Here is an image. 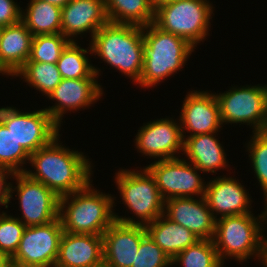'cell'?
Returning <instances> with one entry per match:
<instances>
[{
	"mask_svg": "<svg viewBox=\"0 0 267 267\" xmlns=\"http://www.w3.org/2000/svg\"><path fill=\"white\" fill-rule=\"evenodd\" d=\"M92 53L137 84L144 60L143 27L108 22L93 36Z\"/></svg>",
	"mask_w": 267,
	"mask_h": 267,
	"instance_id": "cell-2",
	"label": "cell"
},
{
	"mask_svg": "<svg viewBox=\"0 0 267 267\" xmlns=\"http://www.w3.org/2000/svg\"><path fill=\"white\" fill-rule=\"evenodd\" d=\"M70 42L71 40L61 33L33 36L31 54L27 62L56 64Z\"/></svg>",
	"mask_w": 267,
	"mask_h": 267,
	"instance_id": "cell-29",
	"label": "cell"
},
{
	"mask_svg": "<svg viewBox=\"0 0 267 267\" xmlns=\"http://www.w3.org/2000/svg\"><path fill=\"white\" fill-rule=\"evenodd\" d=\"M17 181V186L12 189L9 182V199L17 190L22 218L19 219L26 227L44 225L59 217V198L43 183L35 181L25 173L11 174ZM13 191V192H12Z\"/></svg>",
	"mask_w": 267,
	"mask_h": 267,
	"instance_id": "cell-12",
	"label": "cell"
},
{
	"mask_svg": "<svg viewBox=\"0 0 267 267\" xmlns=\"http://www.w3.org/2000/svg\"><path fill=\"white\" fill-rule=\"evenodd\" d=\"M252 213L236 216H224L216 219L215 232L212 238L217 255L222 264L226 257H233L239 262L255 255L263 260L265 237L262 225L267 223V210L258 217ZM264 237V238H263Z\"/></svg>",
	"mask_w": 267,
	"mask_h": 267,
	"instance_id": "cell-5",
	"label": "cell"
},
{
	"mask_svg": "<svg viewBox=\"0 0 267 267\" xmlns=\"http://www.w3.org/2000/svg\"><path fill=\"white\" fill-rule=\"evenodd\" d=\"M263 265L267 267V239L264 241V256L262 260Z\"/></svg>",
	"mask_w": 267,
	"mask_h": 267,
	"instance_id": "cell-38",
	"label": "cell"
},
{
	"mask_svg": "<svg viewBox=\"0 0 267 267\" xmlns=\"http://www.w3.org/2000/svg\"><path fill=\"white\" fill-rule=\"evenodd\" d=\"M237 181L236 178L220 176L206 184L204 198L215 219L219 214L224 217L251 213L249 194Z\"/></svg>",
	"mask_w": 267,
	"mask_h": 267,
	"instance_id": "cell-20",
	"label": "cell"
},
{
	"mask_svg": "<svg viewBox=\"0 0 267 267\" xmlns=\"http://www.w3.org/2000/svg\"><path fill=\"white\" fill-rule=\"evenodd\" d=\"M110 195L92 189L89 181L82 189L60 197L59 218L63 231L103 235L115 221L112 211L115 199Z\"/></svg>",
	"mask_w": 267,
	"mask_h": 267,
	"instance_id": "cell-3",
	"label": "cell"
},
{
	"mask_svg": "<svg viewBox=\"0 0 267 267\" xmlns=\"http://www.w3.org/2000/svg\"><path fill=\"white\" fill-rule=\"evenodd\" d=\"M14 76H23L25 82L48 96L61 82L56 64L26 62Z\"/></svg>",
	"mask_w": 267,
	"mask_h": 267,
	"instance_id": "cell-27",
	"label": "cell"
},
{
	"mask_svg": "<svg viewBox=\"0 0 267 267\" xmlns=\"http://www.w3.org/2000/svg\"><path fill=\"white\" fill-rule=\"evenodd\" d=\"M0 73H2V74H4V75H6L3 71H2V69L0 68Z\"/></svg>",
	"mask_w": 267,
	"mask_h": 267,
	"instance_id": "cell-43",
	"label": "cell"
},
{
	"mask_svg": "<svg viewBox=\"0 0 267 267\" xmlns=\"http://www.w3.org/2000/svg\"><path fill=\"white\" fill-rule=\"evenodd\" d=\"M171 119L160 118L140 127L135 138L138 151L159 160L177 158L176 152H183L185 136L180 124Z\"/></svg>",
	"mask_w": 267,
	"mask_h": 267,
	"instance_id": "cell-13",
	"label": "cell"
},
{
	"mask_svg": "<svg viewBox=\"0 0 267 267\" xmlns=\"http://www.w3.org/2000/svg\"><path fill=\"white\" fill-rule=\"evenodd\" d=\"M0 267H8L7 261L0 256Z\"/></svg>",
	"mask_w": 267,
	"mask_h": 267,
	"instance_id": "cell-39",
	"label": "cell"
},
{
	"mask_svg": "<svg viewBox=\"0 0 267 267\" xmlns=\"http://www.w3.org/2000/svg\"><path fill=\"white\" fill-rule=\"evenodd\" d=\"M97 74L90 78L62 79L60 84L48 95L56 100V105L45 108L46 112L60 126L66 110L83 109L90 106L103 95L101 85L98 84Z\"/></svg>",
	"mask_w": 267,
	"mask_h": 267,
	"instance_id": "cell-15",
	"label": "cell"
},
{
	"mask_svg": "<svg viewBox=\"0 0 267 267\" xmlns=\"http://www.w3.org/2000/svg\"><path fill=\"white\" fill-rule=\"evenodd\" d=\"M2 31H3V26L0 25V39H1Z\"/></svg>",
	"mask_w": 267,
	"mask_h": 267,
	"instance_id": "cell-42",
	"label": "cell"
},
{
	"mask_svg": "<svg viewBox=\"0 0 267 267\" xmlns=\"http://www.w3.org/2000/svg\"><path fill=\"white\" fill-rule=\"evenodd\" d=\"M216 97L222 124H251L253 133L267 130V85L233 87Z\"/></svg>",
	"mask_w": 267,
	"mask_h": 267,
	"instance_id": "cell-8",
	"label": "cell"
},
{
	"mask_svg": "<svg viewBox=\"0 0 267 267\" xmlns=\"http://www.w3.org/2000/svg\"><path fill=\"white\" fill-rule=\"evenodd\" d=\"M183 267H223L212 239H200L179 252L171 261Z\"/></svg>",
	"mask_w": 267,
	"mask_h": 267,
	"instance_id": "cell-28",
	"label": "cell"
},
{
	"mask_svg": "<svg viewBox=\"0 0 267 267\" xmlns=\"http://www.w3.org/2000/svg\"><path fill=\"white\" fill-rule=\"evenodd\" d=\"M164 214L171 221L189 229L199 239H212L216 219L208 208L204 196L199 200L194 197H177L166 199Z\"/></svg>",
	"mask_w": 267,
	"mask_h": 267,
	"instance_id": "cell-17",
	"label": "cell"
},
{
	"mask_svg": "<svg viewBox=\"0 0 267 267\" xmlns=\"http://www.w3.org/2000/svg\"><path fill=\"white\" fill-rule=\"evenodd\" d=\"M116 175L115 180L122 201L141 220L135 221L114 214L116 221L145 226L164 214L165 200L159 192L154 177L146 168L143 171L122 169Z\"/></svg>",
	"mask_w": 267,
	"mask_h": 267,
	"instance_id": "cell-7",
	"label": "cell"
},
{
	"mask_svg": "<svg viewBox=\"0 0 267 267\" xmlns=\"http://www.w3.org/2000/svg\"><path fill=\"white\" fill-rule=\"evenodd\" d=\"M25 228L19 218L0 214V256L6 261L17 251Z\"/></svg>",
	"mask_w": 267,
	"mask_h": 267,
	"instance_id": "cell-31",
	"label": "cell"
},
{
	"mask_svg": "<svg viewBox=\"0 0 267 267\" xmlns=\"http://www.w3.org/2000/svg\"><path fill=\"white\" fill-rule=\"evenodd\" d=\"M103 263L102 235L63 231L54 267H91Z\"/></svg>",
	"mask_w": 267,
	"mask_h": 267,
	"instance_id": "cell-19",
	"label": "cell"
},
{
	"mask_svg": "<svg viewBox=\"0 0 267 267\" xmlns=\"http://www.w3.org/2000/svg\"><path fill=\"white\" fill-rule=\"evenodd\" d=\"M77 44L71 41L56 63L62 79L90 78L94 73L99 76V70L90 64L86 55L88 52L92 54L91 46L87 50Z\"/></svg>",
	"mask_w": 267,
	"mask_h": 267,
	"instance_id": "cell-26",
	"label": "cell"
},
{
	"mask_svg": "<svg viewBox=\"0 0 267 267\" xmlns=\"http://www.w3.org/2000/svg\"><path fill=\"white\" fill-rule=\"evenodd\" d=\"M63 233L60 218L26 227L18 249L7 261L8 267H54Z\"/></svg>",
	"mask_w": 267,
	"mask_h": 267,
	"instance_id": "cell-9",
	"label": "cell"
},
{
	"mask_svg": "<svg viewBox=\"0 0 267 267\" xmlns=\"http://www.w3.org/2000/svg\"><path fill=\"white\" fill-rule=\"evenodd\" d=\"M33 35L20 21L3 27L0 39V68L8 76L15 73L28 61Z\"/></svg>",
	"mask_w": 267,
	"mask_h": 267,
	"instance_id": "cell-21",
	"label": "cell"
},
{
	"mask_svg": "<svg viewBox=\"0 0 267 267\" xmlns=\"http://www.w3.org/2000/svg\"><path fill=\"white\" fill-rule=\"evenodd\" d=\"M180 114L182 134L185 133L184 130H187L190 132L189 136L218 132L223 125L217 97L206 91L188 93Z\"/></svg>",
	"mask_w": 267,
	"mask_h": 267,
	"instance_id": "cell-16",
	"label": "cell"
},
{
	"mask_svg": "<svg viewBox=\"0 0 267 267\" xmlns=\"http://www.w3.org/2000/svg\"><path fill=\"white\" fill-rule=\"evenodd\" d=\"M11 175L5 168H3L2 166H0V185H9V183L7 184L6 179L8 178V176Z\"/></svg>",
	"mask_w": 267,
	"mask_h": 267,
	"instance_id": "cell-36",
	"label": "cell"
},
{
	"mask_svg": "<svg viewBox=\"0 0 267 267\" xmlns=\"http://www.w3.org/2000/svg\"><path fill=\"white\" fill-rule=\"evenodd\" d=\"M145 168L151 173L164 200L205 195L206 184L191 162L177 158L158 160Z\"/></svg>",
	"mask_w": 267,
	"mask_h": 267,
	"instance_id": "cell-11",
	"label": "cell"
},
{
	"mask_svg": "<svg viewBox=\"0 0 267 267\" xmlns=\"http://www.w3.org/2000/svg\"><path fill=\"white\" fill-rule=\"evenodd\" d=\"M30 3V4H29ZM21 22L33 36L61 33V8L43 0H31Z\"/></svg>",
	"mask_w": 267,
	"mask_h": 267,
	"instance_id": "cell-25",
	"label": "cell"
},
{
	"mask_svg": "<svg viewBox=\"0 0 267 267\" xmlns=\"http://www.w3.org/2000/svg\"><path fill=\"white\" fill-rule=\"evenodd\" d=\"M172 259L146 234L136 253L132 267H168Z\"/></svg>",
	"mask_w": 267,
	"mask_h": 267,
	"instance_id": "cell-33",
	"label": "cell"
},
{
	"mask_svg": "<svg viewBox=\"0 0 267 267\" xmlns=\"http://www.w3.org/2000/svg\"><path fill=\"white\" fill-rule=\"evenodd\" d=\"M61 34L70 37L91 32V37L108 21L104 0H71L61 9ZM89 30V31H88Z\"/></svg>",
	"mask_w": 267,
	"mask_h": 267,
	"instance_id": "cell-18",
	"label": "cell"
},
{
	"mask_svg": "<svg viewBox=\"0 0 267 267\" xmlns=\"http://www.w3.org/2000/svg\"><path fill=\"white\" fill-rule=\"evenodd\" d=\"M0 121L29 155L60 135V126L45 109L24 113L14 107L0 108Z\"/></svg>",
	"mask_w": 267,
	"mask_h": 267,
	"instance_id": "cell-10",
	"label": "cell"
},
{
	"mask_svg": "<svg viewBox=\"0 0 267 267\" xmlns=\"http://www.w3.org/2000/svg\"><path fill=\"white\" fill-rule=\"evenodd\" d=\"M252 139L248 143L249 157L252 167L256 174L262 190L265 201L267 200V130L254 132Z\"/></svg>",
	"mask_w": 267,
	"mask_h": 267,
	"instance_id": "cell-32",
	"label": "cell"
},
{
	"mask_svg": "<svg viewBox=\"0 0 267 267\" xmlns=\"http://www.w3.org/2000/svg\"><path fill=\"white\" fill-rule=\"evenodd\" d=\"M215 133L187 136L184 139L183 151L186 153L189 162L195 165L200 171L215 173L216 170L227 167L226 153L215 138Z\"/></svg>",
	"mask_w": 267,
	"mask_h": 267,
	"instance_id": "cell-22",
	"label": "cell"
},
{
	"mask_svg": "<svg viewBox=\"0 0 267 267\" xmlns=\"http://www.w3.org/2000/svg\"><path fill=\"white\" fill-rule=\"evenodd\" d=\"M144 60L141 87H153L182 69L195 49L187 40L165 32L154 23L143 26Z\"/></svg>",
	"mask_w": 267,
	"mask_h": 267,
	"instance_id": "cell-4",
	"label": "cell"
},
{
	"mask_svg": "<svg viewBox=\"0 0 267 267\" xmlns=\"http://www.w3.org/2000/svg\"><path fill=\"white\" fill-rule=\"evenodd\" d=\"M154 6H157L158 4L162 3V2H167V1H171V0H151Z\"/></svg>",
	"mask_w": 267,
	"mask_h": 267,
	"instance_id": "cell-40",
	"label": "cell"
},
{
	"mask_svg": "<svg viewBox=\"0 0 267 267\" xmlns=\"http://www.w3.org/2000/svg\"><path fill=\"white\" fill-rule=\"evenodd\" d=\"M143 225L114 221L103 233V263L105 267H132L142 238Z\"/></svg>",
	"mask_w": 267,
	"mask_h": 267,
	"instance_id": "cell-14",
	"label": "cell"
},
{
	"mask_svg": "<svg viewBox=\"0 0 267 267\" xmlns=\"http://www.w3.org/2000/svg\"><path fill=\"white\" fill-rule=\"evenodd\" d=\"M91 267H105V265L104 264H99V265L91 266Z\"/></svg>",
	"mask_w": 267,
	"mask_h": 267,
	"instance_id": "cell-41",
	"label": "cell"
},
{
	"mask_svg": "<svg viewBox=\"0 0 267 267\" xmlns=\"http://www.w3.org/2000/svg\"><path fill=\"white\" fill-rule=\"evenodd\" d=\"M30 155L18 144L17 140L0 121V166L10 174L24 173L26 169L20 167Z\"/></svg>",
	"mask_w": 267,
	"mask_h": 267,
	"instance_id": "cell-30",
	"label": "cell"
},
{
	"mask_svg": "<svg viewBox=\"0 0 267 267\" xmlns=\"http://www.w3.org/2000/svg\"><path fill=\"white\" fill-rule=\"evenodd\" d=\"M48 3H51L52 5L58 6L61 9L66 6L71 0H43Z\"/></svg>",
	"mask_w": 267,
	"mask_h": 267,
	"instance_id": "cell-37",
	"label": "cell"
},
{
	"mask_svg": "<svg viewBox=\"0 0 267 267\" xmlns=\"http://www.w3.org/2000/svg\"><path fill=\"white\" fill-rule=\"evenodd\" d=\"M212 6L207 0H171L155 6L154 24L196 46L208 35Z\"/></svg>",
	"mask_w": 267,
	"mask_h": 267,
	"instance_id": "cell-6",
	"label": "cell"
},
{
	"mask_svg": "<svg viewBox=\"0 0 267 267\" xmlns=\"http://www.w3.org/2000/svg\"><path fill=\"white\" fill-rule=\"evenodd\" d=\"M21 9L14 0H0V25L5 27L19 23Z\"/></svg>",
	"mask_w": 267,
	"mask_h": 267,
	"instance_id": "cell-34",
	"label": "cell"
},
{
	"mask_svg": "<svg viewBox=\"0 0 267 267\" xmlns=\"http://www.w3.org/2000/svg\"><path fill=\"white\" fill-rule=\"evenodd\" d=\"M108 21L116 24L147 26L154 22L151 0H104Z\"/></svg>",
	"mask_w": 267,
	"mask_h": 267,
	"instance_id": "cell-24",
	"label": "cell"
},
{
	"mask_svg": "<svg viewBox=\"0 0 267 267\" xmlns=\"http://www.w3.org/2000/svg\"><path fill=\"white\" fill-rule=\"evenodd\" d=\"M145 229L150 238L171 259L200 240L189 229L171 221L165 214L145 225Z\"/></svg>",
	"mask_w": 267,
	"mask_h": 267,
	"instance_id": "cell-23",
	"label": "cell"
},
{
	"mask_svg": "<svg viewBox=\"0 0 267 267\" xmlns=\"http://www.w3.org/2000/svg\"><path fill=\"white\" fill-rule=\"evenodd\" d=\"M59 138L58 135L32 153L29 161L36 171L25 170L24 173L62 197L82 189L91 181L92 166L83 153L61 146Z\"/></svg>",
	"mask_w": 267,
	"mask_h": 267,
	"instance_id": "cell-1",
	"label": "cell"
},
{
	"mask_svg": "<svg viewBox=\"0 0 267 267\" xmlns=\"http://www.w3.org/2000/svg\"><path fill=\"white\" fill-rule=\"evenodd\" d=\"M9 202V185H0V204L8 209Z\"/></svg>",
	"mask_w": 267,
	"mask_h": 267,
	"instance_id": "cell-35",
	"label": "cell"
}]
</instances>
